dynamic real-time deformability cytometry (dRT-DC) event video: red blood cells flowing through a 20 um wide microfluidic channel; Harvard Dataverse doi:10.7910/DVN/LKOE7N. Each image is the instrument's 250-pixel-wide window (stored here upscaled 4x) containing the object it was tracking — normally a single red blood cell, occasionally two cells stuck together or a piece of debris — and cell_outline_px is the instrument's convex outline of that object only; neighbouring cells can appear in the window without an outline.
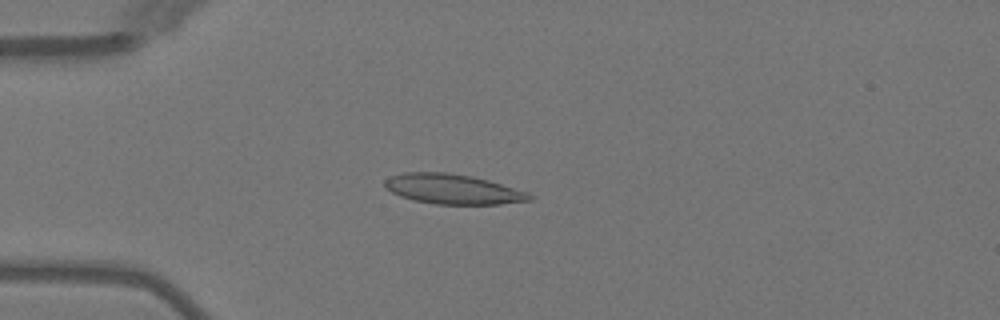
{"species": "Egyptian fruit bat (a non-hibernating species)", "species_latin": "Rousettus aegyptiacus", "temperature_condition": "warm", "stored_images_in_passage": 4, "camera_frame_rate_fps": 3000, "um_per_image_px": 0.085, "animal": {"sex": "female"}, "frame": {"image": 1, "passage_image": 3, "time_ms": 3.333, "image_size_px": [1000, 320], "cell_outline_px": [[532, 200], [500, 204], [436, 204], [412, 200], [400, 196], [384, 188], [384, 180], [392, 176], [404, 172], [448, 172], [472, 176], [488, 180], [528, 192], [532, 196]], "centroid_in_image_um": [38.46, 16.07], "position_along_channel_um": 46.5, "area_um2": 25.26}}